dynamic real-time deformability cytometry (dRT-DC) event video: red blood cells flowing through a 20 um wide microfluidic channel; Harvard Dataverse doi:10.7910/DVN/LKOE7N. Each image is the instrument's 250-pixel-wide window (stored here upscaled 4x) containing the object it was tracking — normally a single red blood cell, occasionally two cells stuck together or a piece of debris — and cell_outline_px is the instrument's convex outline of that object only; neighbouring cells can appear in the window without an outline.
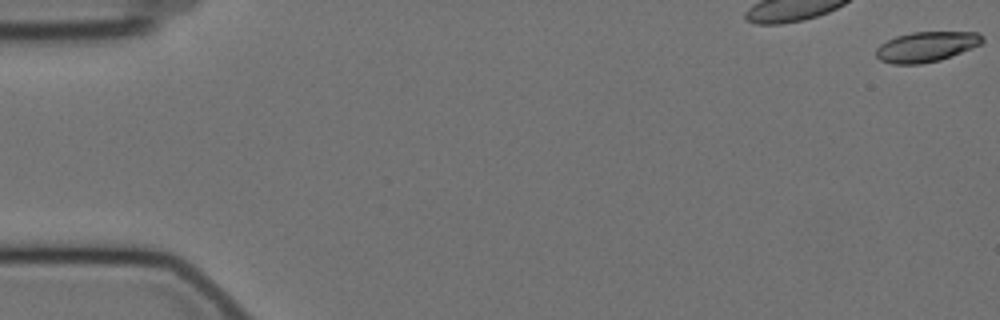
{"species": "Egyptian fruit bat (a non-hibernating species)", "species_latin": "Rousettus aegyptiacus", "temperature_condition": "cold", "stored_images_in_passage": 25, "camera_frame_rate_fps": 3000, "um_per_image_px": 0.085, "animal": {"sex": "female"}, "frame": {"image": 1, "passage_image": 1, "time_ms": 0.0, "image_size_px": [1000, 320], "cell_outline_px": [[984, 40], [980, 44], [972, 48], [940, 60], [920, 64], [892, 64], [880, 60], [876, 56], [876, 48], [880, 44], [896, 36], [912, 32], [980, 32], [984, 36]], "centroid_in_image_um": [78.74, 3.97], "position_along_channel_um": 6.3, "area_um2": 18.73}}
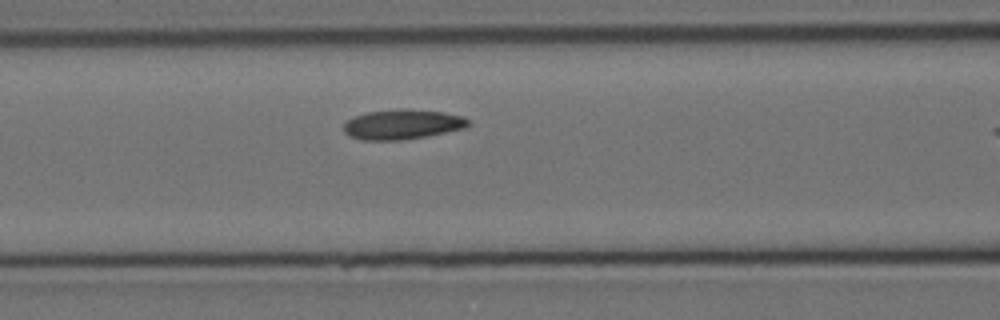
{"frame": {"image": 2, "passage_image": 20, "time_ms": 6.333, "image_size_px": [1000, 320], "cell_outline_px": [[468, 124], [464, 128], [428, 136], [400, 140], [364, 140], [348, 136], [344, 132], [344, 124], [348, 120], [356, 116], [368, 112], [400, 108], [408, 108], [444, 112], [460, 116], [468, 120]], "centroid_in_image_um": [34.18, 10.57], "position_along_channel_um": 132.4, "area_um2": 21.62}}
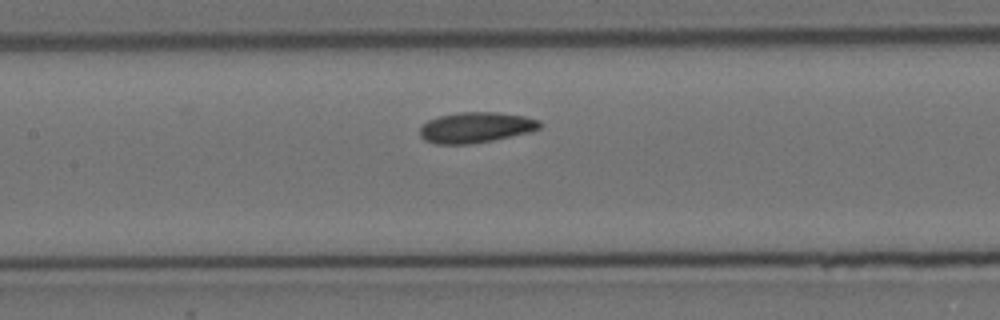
{"frame": {"image": 3, "passage_image": 23, "time_ms": 7.333, "image_size_px": [1000, 320], "cell_outline_px": [[544, 124], [540, 128], [528, 132], [492, 140], [468, 144], [436, 144], [424, 140], [420, 136], [420, 128], [428, 120], [440, 116], [460, 112], [496, 112], [524, 116], [540, 120]], "centroid_in_image_um": [40.45, 10.83], "position_along_channel_um": 166.9, "area_um2": 21.27}}